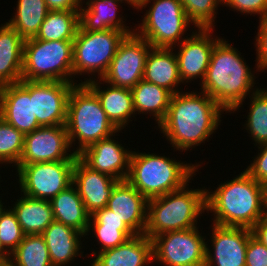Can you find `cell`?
Returning <instances> with one entry per match:
<instances>
[{
    "label": "cell",
    "instance_id": "cell-2",
    "mask_svg": "<svg viewBox=\"0 0 267 266\" xmlns=\"http://www.w3.org/2000/svg\"><path fill=\"white\" fill-rule=\"evenodd\" d=\"M241 54L222 38L214 46L205 78L200 84L201 91L230 114L243 106L247 95L259 89L255 86L254 71L246 65Z\"/></svg>",
    "mask_w": 267,
    "mask_h": 266
},
{
    "label": "cell",
    "instance_id": "cell-16",
    "mask_svg": "<svg viewBox=\"0 0 267 266\" xmlns=\"http://www.w3.org/2000/svg\"><path fill=\"white\" fill-rule=\"evenodd\" d=\"M212 225L211 237L207 239L212 244L209 245L206 241L205 266H246V249L251 229Z\"/></svg>",
    "mask_w": 267,
    "mask_h": 266
},
{
    "label": "cell",
    "instance_id": "cell-43",
    "mask_svg": "<svg viewBox=\"0 0 267 266\" xmlns=\"http://www.w3.org/2000/svg\"><path fill=\"white\" fill-rule=\"evenodd\" d=\"M50 11L60 10H80L82 2L80 0H45Z\"/></svg>",
    "mask_w": 267,
    "mask_h": 266
},
{
    "label": "cell",
    "instance_id": "cell-46",
    "mask_svg": "<svg viewBox=\"0 0 267 266\" xmlns=\"http://www.w3.org/2000/svg\"><path fill=\"white\" fill-rule=\"evenodd\" d=\"M264 206L267 212V181L263 184Z\"/></svg>",
    "mask_w": 267,
    "mask_h": 266
},
{
    "label": "cell",
    "instance_id": "cell-44",
    "mask_svg": "<svg viewBox=\"0 0 267 266\" xmlns=\"http://www.w3.org/2000/svg\"><path fill=\"white\" fill-rule=\"evenodd\" d=\"M251 232L267 247V213L251 228Z\"/></svg>",
    "mask_w": 267,
    "mask_h": 266
},
{
    "label": "cell",
    "instance_id": "cell-22",
    "mask_svg": "<svg viewBox=\"0 0 267 266\" xmlns=\"http://www.w3.org/2000/svg\"><path fill=\"white\" fill-rule=\"evenodd\" d=\"M124 1L130 7L133 6L128 0H86V2H82L79 10V27L88 32L118 29L127 35L135 33V29L125 26L122 14L117 16L118 4L121 5Z\"/></svg>",
    "mask_w": 267,
    "mask_h": 266
},
{
    "label": "cell",
    "instance_id": "cell-1",
    "mask_svg": "<svg viewBox=\"0 0 267 266\" xmlns=\"http://www.w3.org/2000/svg\"><path fill=\"white\" fill-rule=\"evenodd\" d=\"M224 111L204 91H181L172 94L158 128L174 150L186 152L209 140L221 124Z\"/></svg>",
    "mask_w": 267,
    "mask_h": 266
},
{
    "label": "cell",
    "instance_id": "cell-19",
    "mask_svg": "<svg viewBox=\"0 0 267 266\" xmlns=\"http://www.w3.org/2000/svg\"><path fill=\"white\" fill-rule=\"evenodd\" d=\"M119 182L107 174L92 170L78 157L76 158L72 184L76 187L90 216L107 206L112 191Z\"/></svg>",
    "mask_w": 267,
    "mask_h": 266
},
{
    "label": "cell",
    "instance_id": "cell-42",
    "mask_svg": "<svg viewBox=\"0 0 267 266\" xmlns=\"http://www.w3.org/2000/svg\"><path fill=\"white\" fill-rule=\"evenodd\" d=\"M246 266H267V247L252 234L246 249Z\"/></svg>",
    "mask_w": 267,
    "mask_h": 266
},
{
    "label": "cell",
    "instance_id": "cell-26",
    "mask_svg": "<svg viewBox=\"0 0 267 266\" xmlns=\"http://www.w3.org/2000/svg\"><path fill=\"white\" fill-rule=\"evenodd\" d=\"M24 42L7 22L0 25V87L22 80Z\"/></svg>",
    "mask_w": 267,
    "mask_h": 266
},
{
    "label": "cell",
    "instance_id": "cell-21",
    "mask_svg": "<svg viewBox=\"0 0 267 266\" xmlns=\"http://www.w3.org/2000/svg\"><path fill=\"white\" fill-rule=\"evenodd\" d=\"M91 266H149L153 261V243L145 234H136L119 246L96 252ZM90 266V265H89Z\"/></svg>",
    "mask_w": 267,
    "mask_h": 266
},
{
    "label": "cell",
    "instance_id": "cell-45",
    "mask_svg": "<svg viewBox=\"0 0 267 266\" xmlns=\"http://www.w3.org/2000/svg\"><path fill=\"white\" fill-rule=\"evenodd\" d=\"M10 259V254L3 248L0 242V263L8 261Z\"/></svg>",
    "mask_w": 267,
    "mask_h": 266
},
{
    "label": "cell",
    "instance_id": "cell-30",
    "mask_svg": "<svg viewBox=\"0 0 267 266\" xmlns=\"http://www.w3.org/2000/svg\"><path fill=\"white\" fill-rule=\"evenodd\" d=\"M8 24L24 39L35 38L50 11L45 0H18Z\"/></svg>",
    "mask_w": 267,
    "mask_h": 266
},
{
    "label": "cell",
    "instance_id": "cell-41",
    "mask_svg": "<svg viewBox=\"0 0 267 266\" xmlns=\"http://www.w3.org/2000/svg\"><path fill=\"white\" fill-rule=\"evenodd\" d=\"M258 155L246 166L245 171L258 183L264 184L267 181V143L258 145ZM260 151V152H259Z\"/></svg>",
    "mask_w": 267,
    "mask_h": 266
},
{
    "label": "cell",
    "instance_id": "cell-11",
    "mask_svg": "<svg viewBox=\"0 0 267 266\" xmlns=\"http://www.w3.org/2000/svg\"><path fill=\"white\" fill-rule=\"evenodd\" d=\"M201 234L195 227L154 236L153 261L164 266H205L207 238Z\"/></svg>",
    "mask_w": 267,
    "mask_h": 266
},
{
    "label": "cell",
    "instance_id": "cell-27",
    "mask_svg": "<svg viewBox=\"0 0 267 266\" xmlns=\"http://www.w3.org/2000/svg\"><path fill=\"white\" fill-rule=\"evenodd\" d=\"M21 195L13 207H8L15 213L25 235H41L54 221L50 201Z\"/></svg>",
    "mask_w": 267,
    "mask_h": 266
},
{
    "label": "cell",
    "instance_id": "cell-15",
    "mask_svg": "<svg viewBox=\"0 0 267 266\" xmlns=\"http://www.w3.org/2000/svg\"><path fill=\"white\" fill-rule=\"evenodd\" d=\"M213 32V29H194L191 35L188 34L176 45L179 49L175 54L182 84L199 78L201 84L204 80L214 46L222 39L217 36L213 38Z\"/></svg>",
    "mask_w": 267,
    "mask_h": 266
},
{
    "label": "cell",
    "instance_id": "cell-7",
    "mask_svg": "<svg viewBox=\"0 0 267 266\" xmlns=\"http://www.w3.org/2000/svg\"><path fill=\"white\" fill-rule=\"evenodd\" d=\"M147 6L150 9L146 10L142 22L136 25L138 27L134 26L135 33L152 47L175 49L185 39L184 34L190 25H194L180 0H142L134 9L139 11Z\"/></svg>",
    "mask_w": 267,
    "mask_h": 266
},
{
    "label": "cell",
    "instance_id": "cell-40",
    "mask_svg": "<svg viewBox=\"0 0 267 266\" xmlns=\"http://www.w3.org/2000/svg\"><path fill=\"white\" fill-rule=\"evenodd\" d=\"M258 32L255 36L256 46V71L267 70V16L259 19Z\"/></svg>",
    "mask_w": 267,
    "mask_h": 266
},
{
    "label": "cell",
    "instance_id": "cell-14",
    "mask_svg": "<svg viewBox=\"0 0 267 266\" xmlns=\"http://www.w3.org/2000/svg\"><path fill=\"white\" fill-rule=\"evenodd\" d=\"M76 84L30 80L33 115L41 127L65 125L68 99Z\"/></svg>",
    "mask_w": 267,
    "mask_h": 266
},
{
    "label": "cell",
    "instance_id": "cell-37",
    "mask_svg": "<svg viewBox=\"0 0 267 266\" xmlns=\"http://www.w3.org/2000/svg\"><path fill=\"white\" fill-rule=\"evenodd\" d=\"M93 231L95 233L94 234L95 236L92 237H95V239L97 238L96 242L99 241L98 244L102 246L97 252H103L105 250L115 248L120 244L124 243L127 239L136 235L132 230H116L110 228H88L85 236L87 235L89 236L88 233Z\"/></svg>",
    "mask_w": 267,
    "mask_h": 266
},
{
    "label": "cell",
    "instance_id": "cell-34",
    "mask_svg": "<svg viewBox=\"0 0 267 266\" xmlns=\"http://www.w3.org/2000/svg\"><path fill=\"white\" fill-rule=\"evenodd\" d=\"M24 149V134L0 117V162L16 166Z\"/></svg>",
    "mask_w": 267,
    "mask_h": 266
},
{
    "label": "cell",
    "instance_id": "cell-17",
    "mask_svg": "<svg viewBox=\"0 0 267 266\" xmlns=\"http://www.w3.org/2000/svg\"><path fill=\"white\" fill-rule=\"evenodd\" d=\"M112 135L97 141L78 154V158L92 170L107 174L118 181H124L129 174L132 151ZM120 143V144H119Z\"/></svg>",
    "mask_w": 267,
    "mask_h": 266
},
{
    "label": "cell",
    "instance_id": "cell-29",
    "mask_svg": "<svg viewBox=\"0 0 267 266\" xmlns=\"http://www.w3.org/2000/svg\"><path fill=\"white\" fill-rule=\"evenodd\" d=\"M131 91L136 114L149 113L157 124L165 118L172 96L170 91L144 80H140Z\"/></svg>",
    "mask_w": 267,
    "mask_h": 266
},
{
    "label": "cell",
    "instance_id": "cell-48",
    "mask_svg": "<svg viewBox=\"0 0 267 266\" xmlns=\"http://www.w3.org/2000/svg\"><path fill=\"white\" fill-rule=\"evenodd\" d=\"M128 1L133 5L132 8H135L142 0H128Z\"/></svg>",
    "mask_w": 267,
    "mask_h": 266
},
{
    "label": "cell",
    "instance_id": "cell-31",
    "mask_svg": "<svg viewBox=\"0 0 267 266\" xmlns=\"http://www.w3.org/2000/svg\"><path fill=\"white\" fill-rule=\"evenodd\" d=\"M79 26V10L49 11L35 39L73 41Z\"/></svg>",
    "mask_w": 267,
    "mask_h": 266
},
{
    "label": "cell",
    "instance_id": "cell-10",
    "mask_svg": "<svg viewBox=\"0 0 267 266\" xmlns=\"http://www.w3.org/2000/svg\"><path fill=\"white\" fill-rule=\"evenodd\" d=\"M75 160L16 165V179L23 195L51 200L72 184Z\"/></svg>",
    "mask_w": 267,
    "mask_h": 266
},
{
    "label": "cell",
    "instance_id": "cell-9",
    "mask_svg": "<svg viewBox=\"0 0 267 266\" xmlns=\"http://www.w3.org/2000/svg\"><path fill=\"white\" fill-rule=\"evenodd\" d=\"M126 35L124 31L118 29L88 32L79 27L73 40V83L79 84L74 81L77 75L94 76L85 78L84 82L81 79L80 84L95 80L96 73H98L97 79H101Z\"/></svg>",
    "mask_w": 267,
    "mask_h": 266
},
{
    "label": "cell",
    "instance_id": "cell-28",
    "mask_svg": "<svg viewBox=\"0 0 267 266\" xmlns=\"http://www.w3.org/2000/svg\"><path fill=\"white\" fill-rule=\"evenodd\" d=\"M54 220L86 235L90 215L76 187L71 184L50 200Z\"/></svg>",
    "mask_w": 267,
    "mask_h": 266
},
{
    "label": "cell",
    "instance_id": "cell-24",
    "mask_svg": "<svg viewBox=\"0 0 267 266\" xmlns=\"http://www.w3.org/2000/svg\"><path fill=\"white\" fill-rule=\"evenodd\" d=\"M41 235L47 244L53 266H67L76 257L83 256L80 251L83 247L81 237L85 235L78 230L54 220Z\"/></svg>",
    "mask_w": 267,
    "mask_h": 266
},
{
    "label": "cell",
    "instance_id": "cell-6",
    "mask_svg": "<svg viewBox=\"0 0 267 266\" xmlns=\"http://www.w3.org/2000/svg\"><path fill=\"white\" fill-rule=\"evenodd\" d=\"M65 127L70 146L78 155L99 140L120 132L108 119L96 94L86 84H76L70 93ZM77 139V140H76Z\"/></svg>",
    "mask_w": 267,
    "mask_h": 266
},
{
    "label": "cell",
    "instance_id": "cell-49",
    "mask_svg": "<svg viewBox=\"0 0 267 266\" xmlns=\"http://www.w3.org/2000/svg\"><path fill=\"white\" fill-rule=\"evenodd\" d=\"M0 266H15L10 260L0 263Z\"/></svg>",
    "mask_w": 267,
    "mask_h": 266
},
{
    "label": "cell",
    "instance_id": "cell-13",
    "mask_svg": "<svg viewBox=\"0 0 267 266\" xmlns=\"http://www.w3.org/2000/svg\"><path fill=\"white\" fill-rule=\"evenodd\" d=\"M71 150L65 125L39 127L24 135V149L17 165L76 160L78 155Z\"/></svg>",
    "mask_w": 267,
    "mask_h": 266
},
{
    "label": "cell",
    "instance_id": "cell-5",
    "mask_svg": "<svg viewBox=\"0 0 267 266\" xmlns=\"http://www.w3.org/2000/svg\"><path fill=\"white\" fill-rule=\"evenodd\" d=\"M188 183L191 182L178 190L148 200L144 234L149 239L168 231L197 227V220L207 212V190L189 189Z\"/></svg>",
    "mask_w": 267,
    "mask_h": 266
},
{
    "label": "cell",
    "instance_id": "cell-3",
    "mask_svg": "<svg viewBox=\"0 0 267 266\" xmlns=\"http://www.w3.org/2000/svg\"><path fill=\"white\" fill-rule=\"evenodd\" d=\"M215 189H206V213L209 215L210 211L214 215L212 224L251 229L267 213L263 184L258 183L245 170Z\"/></svg>",
    "mask_w": 267,
    "mask_h": 266
},
{
    "label": "cell",
    "instance_id": "cell-4",
    "mask_svg": "<svg viewBox=\"0 0 267 266\" xmlns=\"http://www.w3.org/2000/svg\"><path fill=\"white\" fill-rule=\"evenodd\" d=\"M200 166L161 154L132 151L126 180L149 200L182 188Z\"/></svg>",
    "mask_w": 267,
    "mask_h": 266
},
{
    "label": "cell",
    "instance_id": "cell-18",
    "mask_svg": "<svg viewBox=\"0 0 267 266\" xmlns=\"http://www.w3.org/2000/svg\"><path fill=\"white\" fill-rule=\"evenodd\" d=\"M0 117L24 135L41 127L33 115L30 80L0 87Z\"/></svg>",
    "mask_w": 267,
    "mask_h": 266
},
{
    "label": "cell",
    "instance_id": "cell-20",
    "mask_svg": "<svg viewBox=\"0 0 267 266\" xmlns=\"http://www.w3.org/2000/svg\"><path fill=\"white\" fill-rule=\"evenodd\" d=\"M148 200L127 180L113 189L107 208L123 221L135 234H144L147 223Z\"/></svg>",
    "mask_w": 267,
    "mask_h": 266
},
{
    "label": "cell",
    "instance_id": "cell-35",
    "mask_svg": "<svg viewBox=\"0 0 267 266\" xmlns=\"http://www.w3.org/2000/svg\"><path fill=\"white\" fill-rule=\"evenodd\" d=\"M180 2L189 20L199 29L215 27V15L218 7L223 4V0H180Z\"/></svg>",
    "mask_w": 267,
    "mask_h": 266
},
{
    "label": "cell",
    "instance_id": "cell-8",
    "mask_svg": "<svg viewBox=\"0 0 267 266\" xmlns=\"http://www.w3.org/2000/svg\"><path fill=\"white\" fill-rule=\"evenodd\" d=\"M22 79L73 83V41L26 39Z\"/></svg>",
    "mask_w": 267,
    "mask_h": 266
},
{
    "label": "cell",
    "instance_id": "cell-36",
    "mask_svg": "<svg viewBox=\"0 0 267 266\" xmlns=\"http://www.w3.org/2000/svg\"><path fill=\"white\" fill-rule=\"evenodd\" d=\"M25 234L12 209L6 208L0 216V242L11 254L23 241Z\"/></svg>",
    "mask_w": 267,
    "mask_h": 266
},
{
    "label": "cell",
    "instance_id": "cell-47",
    "mask_svg": "<svg viewBox=\"0 0 267 266\" xmlns=\"http://www.w3.org/2000/svg\"><path fill=\"white\" fill-rule=\"evenodd\" d=\"M1 199L2 198L0 197V216L5 211V209L7 208V206L3 205L4 203H2V200Z\"/></svg>",
    "mask_w": 267,
    "mask_h": 266
},
{
    "label": "cell",
    "instance_id": "cell-23",
    "mask_svg": "<svg viewBox=\"0 0 267 266\" xmlns=\"http://www.w3.org/2000/svg\"><path fill=\"white\" fill-rule=\"evenodd\" d=\"M85 84L96 94L112 124L120 131L125 129L128 123L132 121V117L136 115L133 107L131 89L116 87L108 83L105 84L107 87H103V89L101 87L104 84V81L102 83V79L91 80Z\"/></svg>",
    "mask_w": 267,
    "mask_h": 266
},
{
    "label": "cell",
    "instance_id": "cell-25",
    "mask_svg": "<svg viewBox=\"0 0 267 266\" xmlns=\"http://www.w3.org/2000/svg\"><path fill=\"white\" fill-rule=\"evenodd\" d=\"M175 52L174 48L152 47L146 59L143 80L163 87L172 94L181 92L178 87L182 80Z\"/></svg>",
    "mask_w": 267,
    "mask_h": 266
},
{
    "label": "cell",
    "instance_id": "cell-32",
    "mask_svg": "<svg viewBox=\"0 0 267 266\" xmlns=\"http://www.w3.org/2000/svg\"><path fill=\"white\" fill-rule=\"evenodd\" d=\"M9 260L15 266H53L44 237L38 234L25 235Z\"/></svg>",
    "mask_w": 267,
    "mask_h": 266
},
{
    "label": "cell",
    "instance_id": "cell-38",
    "mask_svg": "<svg viewBox=\"0 0 267 266\" xmlns=\"http://www.w3.org/2000/svg\"><path fill=\"white\" fill-rule=\"evenodd\" d=\"M88 228H110L116 230H131L107 207L96 211L89 218Z\"/></svg>",
    "mask_w": 267,
    "mask_h": 266
},
{
    "label": "cell",
    "instance_id": "cell-12",
    "mask_svg": "<svg viewBox=\"0 0 267 266\" xmlns=\"http://www.w3.org/2000/svg\"><path fill=\"white\" fill-rule=\"evenodd\" d=\"M152 46L136 33L126 35L120 42L102 81L116 87L132 89L143 80L144 68Z\"/></svg>",
    "mask_w": 267,
    "mask_h": 266
},
{
    "label": "cell",
    "instance_id": "cell-33",
    "mask_svg": "<svg viewBox=\"0 0 267 266\" xmlns=\"http://www.w3.org/2000/svg\"><path fill=\"white\" fill-rule=\"evenodd\" d=\"M249 98V113L244 127L256 147L267 143V88L257 89Z\"/></svg>",
    "mask_w": 267,
    "mask_h": 266
},
{
    "label": "cell",
    "instance_id": "cell-39",
    "mask_svg": "<svg viewBox=\"0 0 267 266\" xmlns=\"http://www.w3.org/2000/svg\"><path fill=\"white\" fill-rule=\"evenodd\" d=\"M222 5L232 8L242 15L253 14L255 16L257 14L260 16L259 19L267 16V0H223Z\"/></svg>",
    "mask_w": 267,
    "mask_h": 266
}]
</instances>
